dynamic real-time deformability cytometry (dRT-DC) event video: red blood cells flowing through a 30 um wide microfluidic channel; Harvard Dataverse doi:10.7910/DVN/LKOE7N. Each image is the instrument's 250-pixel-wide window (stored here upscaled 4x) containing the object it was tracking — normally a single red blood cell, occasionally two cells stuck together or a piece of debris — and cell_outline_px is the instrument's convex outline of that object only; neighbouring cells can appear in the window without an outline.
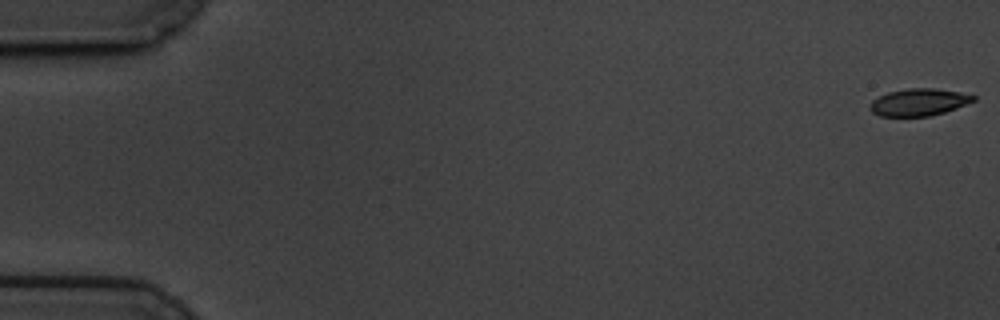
{"species": "common noctule bat (a hibernating species)", "species_latin": "Nyctalus noctula", "temperature_condition": "cold", "stored_images_in_passage": 56, "camera_frame_rate_fps": 3000, "um_per_image_px": 0.085, "animal": {"sex": "male", "body_mass_g": 19.5, "forearm_length_mm": 54.6}, "frame": {"image": 1, "passage_image": 1, "time_ms": 0.0, "image_size_px": [1000, 320], "cell_outline_px": [[976, 100], [956, 108], [944, 112], [928, 116], [880, 116], [872, 112], [868, 108], [872, 100], [888, 92], [908, 88], [932, 88], [960, 92], [976, 96]], "centroid_in_image_um": [78.09, 8.68], "position_along_channel_um": 6.9, "area_um2": 16.3}}
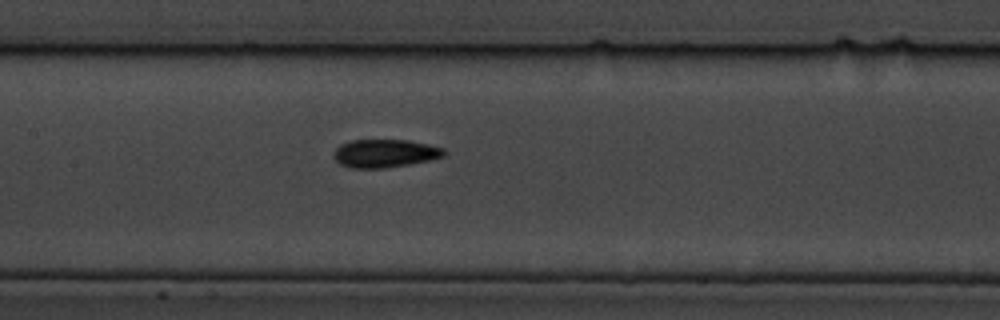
{"frame": {"image": 2, "passage_image": 29, "time_ms": 9.333, "image_size_px": [1000, 320], "cell_outline_px": [[448, 152], [444, 156], [428, 160], [408, 164], [384, 168], [352, 168], [340, 164], [332, 156], [336, 148], [340, 144], [352, 140], [408, 140], [428, 144], [444, 148]], "centroid_in_image_um": [32.71, 13.03], "position_along_channel_um": 174.7, "area_um2": 18.09}}
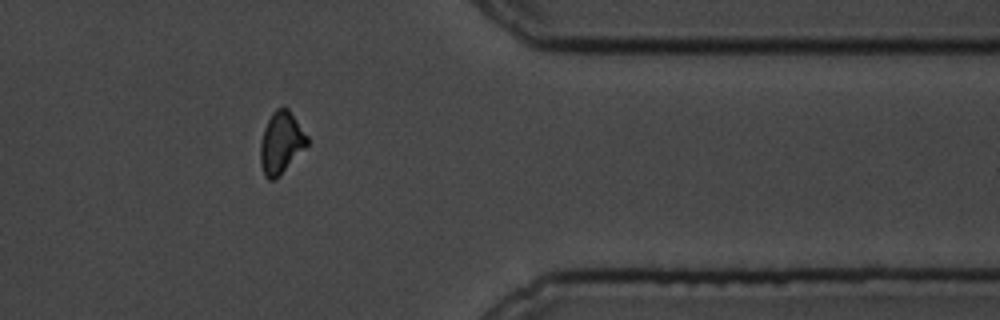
{"frame": {"image": 3, "passage_image": 49, "time_ms": 16.0, "image_size_px": [1000, 320], "cell_outline_px": [[308, 144], [276, 180], [268, 180], [264, 176], [260, 164], [260, 144], [264, 128], [272, 112], [276, 108], [288, 108], [308, 136]], "centroid_in_image_um": [23.87, 12.15], "position_along_channel_um": 387.5, "area_um2": 16.88}}